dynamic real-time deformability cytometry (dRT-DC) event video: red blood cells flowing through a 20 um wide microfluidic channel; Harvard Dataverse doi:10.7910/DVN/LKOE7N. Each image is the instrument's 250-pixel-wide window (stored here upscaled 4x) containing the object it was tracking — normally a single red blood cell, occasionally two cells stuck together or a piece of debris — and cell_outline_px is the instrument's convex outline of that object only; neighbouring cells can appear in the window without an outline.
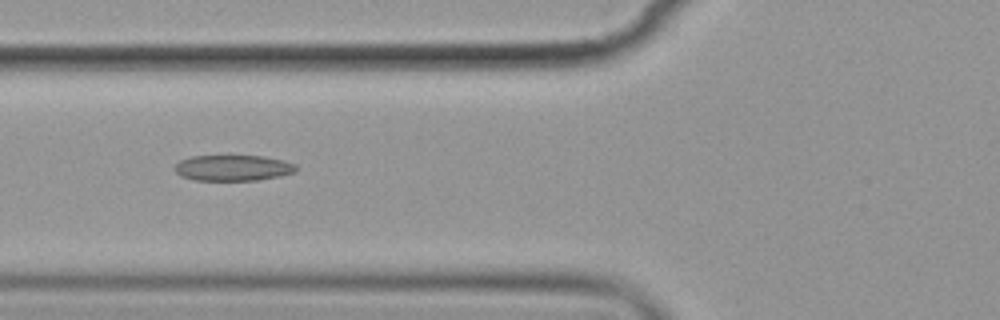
{"species": "common noctule bat (a hibernating species)", "species_latin": "Nyctalus noctula", "temperature_condition": "cold", "stored_images_in_passage": 13, "camera_frame_rate_fps": 3000, "um_per_image_px": 0.085, "animal": {"sex": "female", "body_mass_g": 19.9}, "frame": {"image": 1, "passage_image": 3, "time_ms": 2.667, "image_size_px": [1000, 320], "cell_outline_px": [[300, 168], [296, 172], [280, 176], [256, 180], [196, 180], [180, 176], [176, 172], [176, 164], [180, 160], [192, 156], [264, 156], [284, 160], [296, 164]], "centroid_in_image_um": [19.87, 14.27], "position_along_channel_um": 105.9, "area_um2": 18.32}}
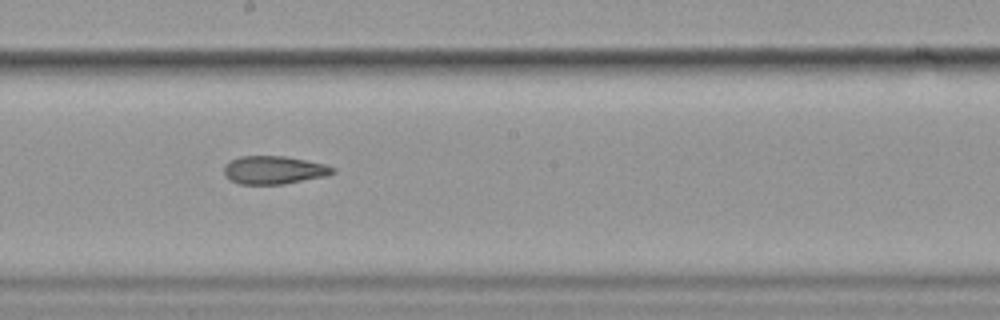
{"frame": {"image": 2, "passage_image": 6, "time_ms": 6.0, "image_size_px": [1000, 320], "cell_outline_px": [[336, 172], [328, 176], [284, 184], [240, 184], [224, 176], [224, 164], [240, 156], [284, 156], [324, 164], [336, 168]], "centroid_in_image_um": [23.3, 14.46], "position_along_channel_um": 224.9, "area_um2": 17.86}}
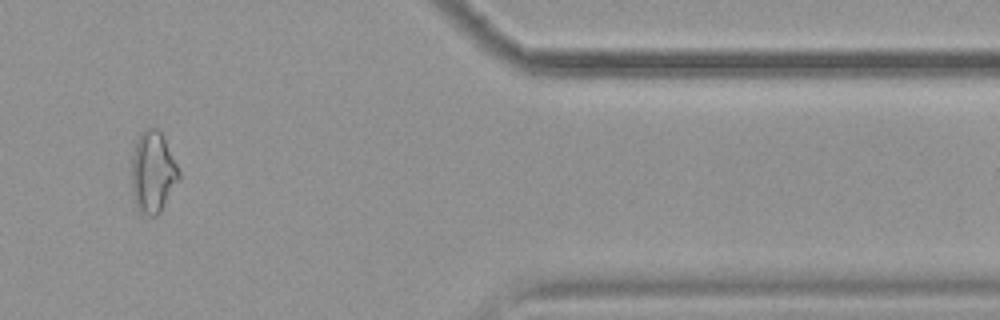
{"frame": {"image": 3, "passage_image": 10, "time_ms": 11.667, "image_size_px": [1000, 320], "cell_outline_px": [[180, 180], [160, 212], [156, 216], [148, 216], [140, 212], [136, 208], [132, 200], [132, 152], [136, 140], [140, 132], [144, 128], [156, 128], [160, 132], [180, 172]], "centroid_in_image_um": [12.97, 14.67], "position_along_channel_um": 398.4, "area_um2": 22.6}}